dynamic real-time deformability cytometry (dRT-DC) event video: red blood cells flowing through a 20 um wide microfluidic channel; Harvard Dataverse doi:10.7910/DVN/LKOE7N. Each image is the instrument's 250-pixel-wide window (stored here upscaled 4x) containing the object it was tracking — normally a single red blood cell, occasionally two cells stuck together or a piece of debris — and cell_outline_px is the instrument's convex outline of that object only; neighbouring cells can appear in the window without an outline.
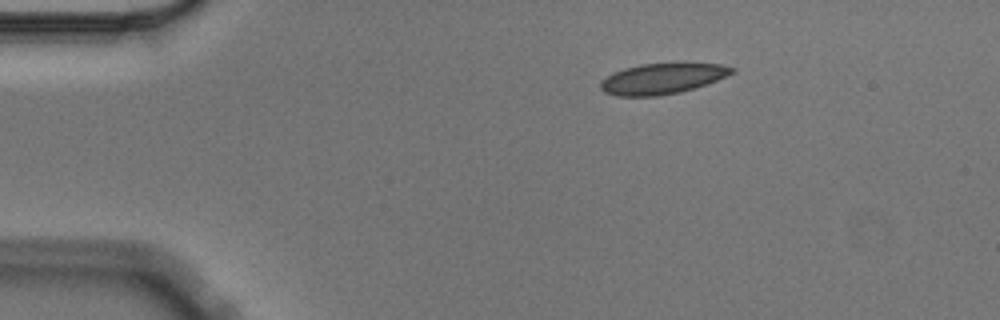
{"species": "Egyptian fruit bat (a non-hibernating species)", "species_latin": "Rousettus aegyptiacus", "temperature_condition": "cold", "stored_images_in_passage": 3, "camera_frame_rate_fps": 3000, "um_per_image_px": 0.085, "animal": {"sex": "male"}, "frame": {"image": 1, "passage_image": 1, "time_ms": 0.0, "image_size_px": [1000, 320], "cell_outline_px": [[736, 68], [732, 72], [716, 80], [680, 92], [656, 96], [616, 96], [604, 92], [600, 88], [600, 80], [612, 72], [624, 68], [640, 64], [720, 64]], "centroid_in_image_um": [56.19, 6.69], "position_along_channel_um": 28.8, "area_um2": 23.06}}